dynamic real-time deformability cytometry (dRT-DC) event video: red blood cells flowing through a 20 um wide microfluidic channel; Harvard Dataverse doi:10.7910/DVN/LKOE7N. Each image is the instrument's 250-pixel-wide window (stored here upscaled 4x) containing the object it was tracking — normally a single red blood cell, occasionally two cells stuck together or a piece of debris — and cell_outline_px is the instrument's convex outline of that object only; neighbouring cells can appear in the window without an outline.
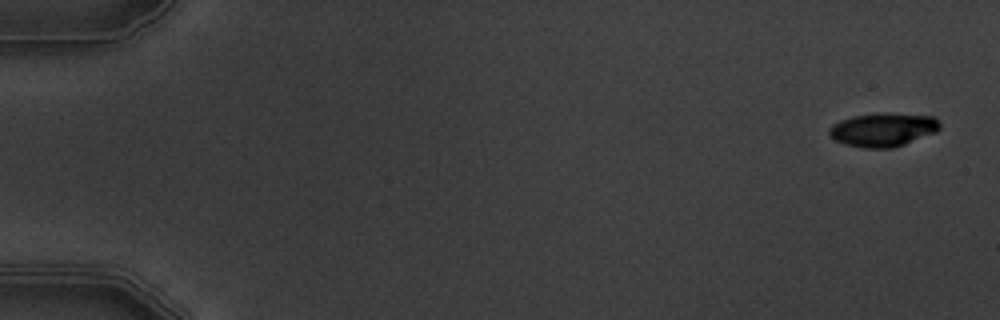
{"species": "common noctule bat (a hibernating species)", "species_latin": "Nyctalus noctula", "temperature_condition": "warm", "stored_images_in_passage": 6, "camera_frame_rate_fps": 3000, "um_per_image_px": 0.085, "animal": {"sex": "male", "body_mass_g": 19.5, "forearm_length_mm": 54.6}, "frame": {"image": 1, "passage_image": 1, "time_ms": 0.0, "image_size_px": [1000, 320], "cell_outline_px": [[940, 128], [936, 132], [904, 144], [892, 148], [864, 148], [844, 144], [828, 136], [828, 128], [832, 124], [840, 120], [852, 116], [876, 112], [884, 112], [936, 116], [940, 124]], "centroid_in_image_um": [75.04, 11.0], "position_along_channel_um": 10.0, "area_um2": 22.08}}